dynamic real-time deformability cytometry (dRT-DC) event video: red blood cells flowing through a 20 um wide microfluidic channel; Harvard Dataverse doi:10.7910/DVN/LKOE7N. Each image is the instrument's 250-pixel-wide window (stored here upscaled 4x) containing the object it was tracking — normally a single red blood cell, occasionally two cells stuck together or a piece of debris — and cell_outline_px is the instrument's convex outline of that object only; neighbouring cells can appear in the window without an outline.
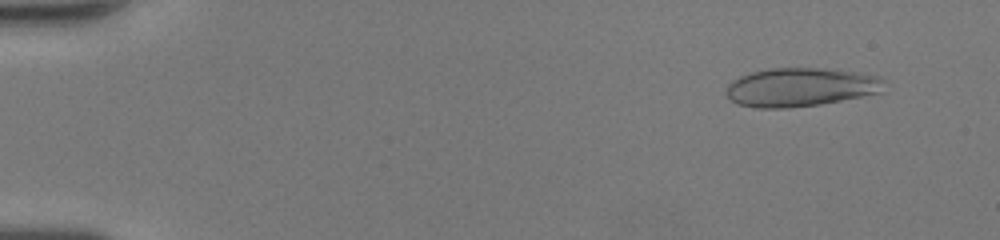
{"species": "human", "species_latin": "Homo sapiens", "temperature_condition": "room temperature", "stored_images_in_passage": 48, "camera_frame_rate_fps": 3000, "um_per_image_px": 0.085, "donor": {"sex": "female"}, "frame": {"image": 1, "passage_image": 4, "time_ms": 1.0, "image_size_px": [1000, 240], "cell_outline_px": [[884, 80], [880, 92], [820, 104], [788, 108], [756, 108], [736, 104], [724, 92], [728, 84], [732, 80], [740, 76], [752, 72], [768, 68], [820, 68], [856, 72], [876, 76]], "centroid_in_image_um": [67.96, 7.41], "position_along_channel_um": 17.0, "area_um2": 35.37}}
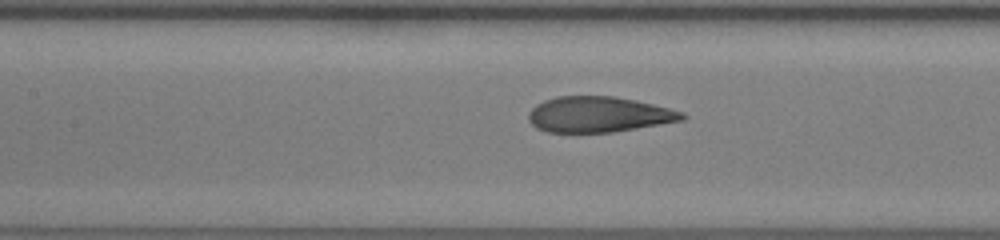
{"frame": {"image": 2, "passage_image": 23, "time_ms": 7.333, "image_size_px": [1000, 240], "cell_outline_px": [[688, 116], [684, 120], [612, 132], [548, 132], [536, 128], [528, 120], [528, 112], [536, 104], [544, 100], [556, 96], [612, 96], [636, 100], [684, 112]], "centroid_in_image_um": [50.87, 9.72], "position_along_channel_um": 156.5, "area_um2": 31.91}}
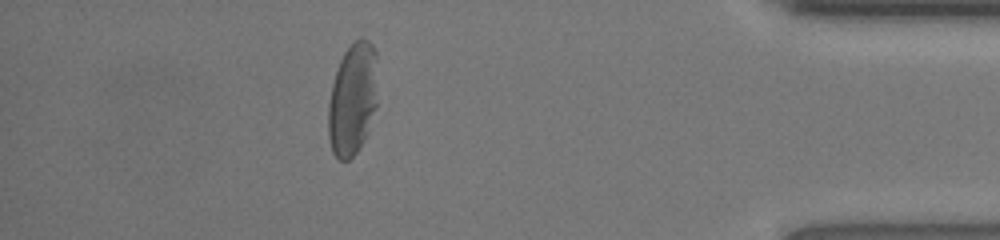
{"frame": {"image": 3, "passage_image": 43, "time_ms": 14.0, "image_size_px": [1000, 240], "cell_outline_px": [[376, 108], [368, 132], [364, 140], [356, 152], [348, 160], [340, 160], [332, 152], [328, 136], [328, 104], [332, 84], [340, 60], [344, 52], [356, 40], [368, 40], [372, 44], [376, 52]], "centroid_in_image_um": [29.96, 8.46], "position_along_channel_um": 405.2, "area_um2": 32.19}, "authors_computed_cell_mechanics": {"area_um2": 33.4084, "velocity_mm_per_s": 4.3256, "shape_relaxation_time_tau1_ms": 4.2527, "shape_relaxation_time_tau2_ms": 0.7554, "deformation_change_tau1": 0.1981, "deformation_change_tau2": 0.0772}}